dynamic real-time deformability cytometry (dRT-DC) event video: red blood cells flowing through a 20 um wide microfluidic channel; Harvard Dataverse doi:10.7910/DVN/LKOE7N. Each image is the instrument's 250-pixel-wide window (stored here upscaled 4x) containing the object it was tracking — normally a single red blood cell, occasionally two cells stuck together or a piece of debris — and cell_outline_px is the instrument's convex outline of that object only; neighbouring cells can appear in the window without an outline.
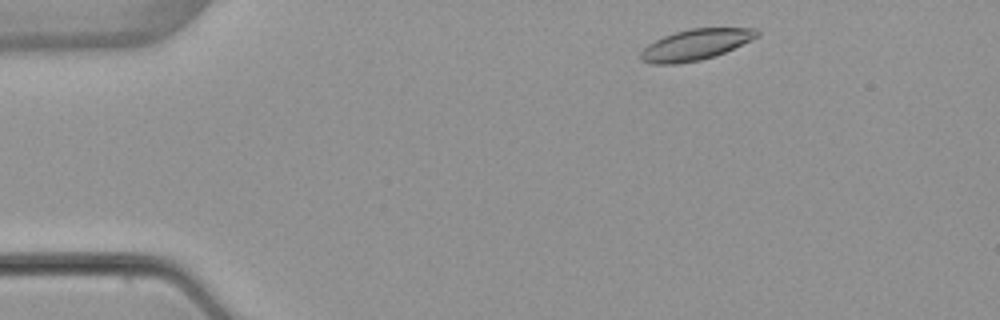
{"species": "common noctule bat (a hibernating species)", "species_latin": "Nyctalus noctula", "temperature_condition": "warm", "stored_images_in_passage": 3, "camera_frame_rate_fps": 3000, "um_per_image_px": 0.085, "animal": {"sex": "female", "body_mass_g": 22.7, "forearm_length_mm": 54.2}, "frame": {"image": 1, "passage_image": 1, "time_ms": 0.0, "image_size_px": [1000, 320], "cell_outline_px": [[760, 36], [752, 40], [716, 56], [700, 60], [676, 64], [652, 64], [640, 60], [640, 52], [648, 44], [664, 36], [688, 28], [756, 28], [760, 32]], "centroid_in_image_um": [59.14, 3.8], "position_along_channel_um": 25.9, "area_um2": 21.04}}